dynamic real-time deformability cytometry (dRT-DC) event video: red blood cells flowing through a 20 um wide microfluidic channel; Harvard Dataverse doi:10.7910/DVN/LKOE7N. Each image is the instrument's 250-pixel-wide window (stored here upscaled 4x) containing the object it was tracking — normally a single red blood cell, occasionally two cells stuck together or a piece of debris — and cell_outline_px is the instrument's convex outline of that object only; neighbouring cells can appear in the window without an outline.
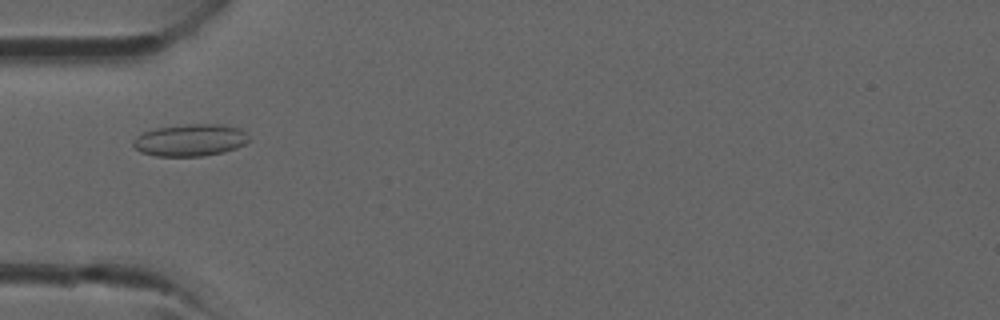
{"species": "common noctule bat (a hibernating species)", "species_latin": "Nyctalus noctula", "temperature_condition": "room temperature", "stored_images_in_passage": 38, "camera_frame_rate_fps": 3000, "um_per_image_px": 0.085, "animal": {"sex": "male", "forearm_length_mm": 52.5}, "frame": {"image": 1, "passage_image": 12, "time_ms": 3.667, "image_size_px": [1000, 320], "cell_outline_px": [[252, 140], [236, 148], [224, 152], [200, 156], [156, 156], [140, 152], [132, 144], [132, 140], [136, 136], [144, 132], [156, 128], [188, 124], [220, 124], [240, 128]], "centroid_in_image_um": [16.17, 11.91], "position_along_channel_um": 68.8, "area_um2": 21.68}}
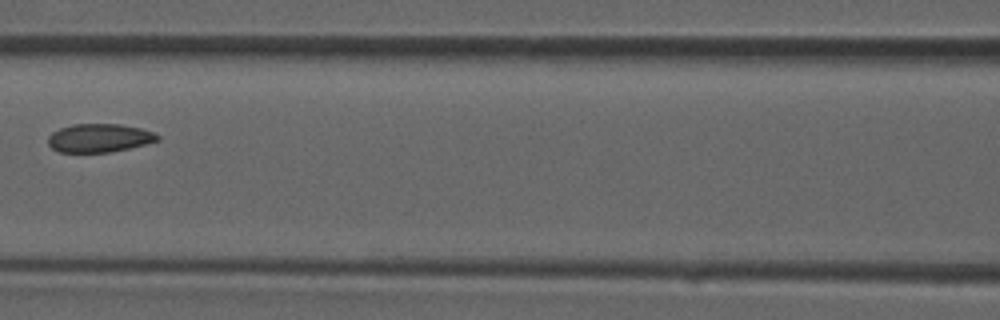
{"frame": {"image": 2, "passage_image": 17, "time_ms": 5.333, "image_size_px": [1000, 320], "cell_outline_px": [[160, 140], [112, 152], [60, 152], [52, 148], [48, 144], [48, 136], [52, 132], [60, 128], [72, 124], [120, 124], [140, 128], [156, 132], [160, 136]], "centroid_in_image_um": [8.45, 11.72], "position_along_channel_um": 158.2, "area_um2": 18.21}}
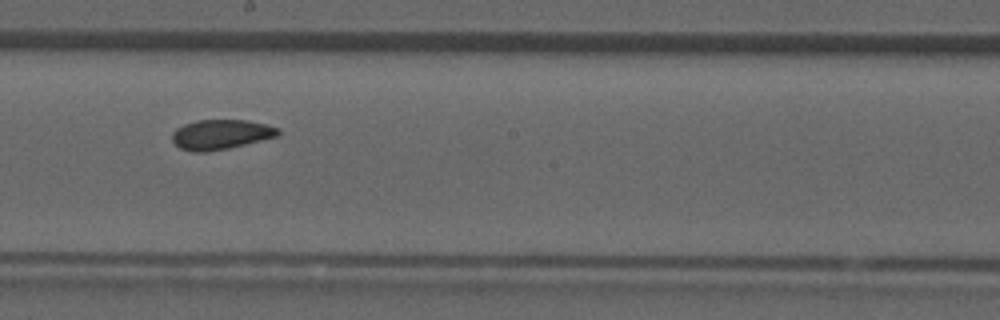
{"frame": {"image": 3, "passage_image": 21, "time_ms": 6.667, "image_size_px": [1000, 320], "cell_outline_px": [[280, 136], [228, 148], [204, 152], [192, 152], [180, 148], [172, 140], [172, 132], [176, 128], [184, 124], [196, 120], [248, 120], [280, 128]], "centroid_in_image_um": [18.78, 11.42], "position_along_channel_um": 229.4, "area_um2": 18.5}}